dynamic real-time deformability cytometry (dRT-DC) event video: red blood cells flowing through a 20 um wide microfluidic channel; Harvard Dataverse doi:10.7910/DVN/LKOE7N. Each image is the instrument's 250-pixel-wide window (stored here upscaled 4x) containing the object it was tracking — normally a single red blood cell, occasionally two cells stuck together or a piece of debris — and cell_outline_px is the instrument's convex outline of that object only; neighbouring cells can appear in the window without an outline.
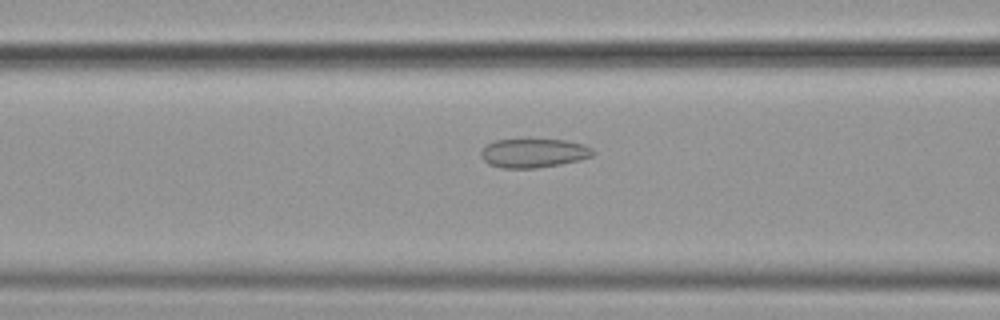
{"species": "common noctule bat (a hibernating species)", "species_latin": "Nyctalus noctula", "temperature_condition": "cold", "stored_images_in_passage": 48, "camera_frame_rate_fps": 3000, "um_per_image_px": 0.085, "animal": {"sex": "female", "body_mass_g": 19.9}, "frame": {"image": 1, "passage_image": 20, "time_ms": 6.333, "image_size_px": [1000, 320], "cell_outline_px": [[596, 152], [592, 156], [580, 160], [560, 164], [536, 168], [500, 168], [488, 164], [480, 156], [480, 152], [488, 144], [496, 140], [564, 140], [584, 144], [592, 148]], "centroid_in_image_um": [45.37, 13.02], "position_along_channel_um": 121.2, "area_um2": 18.84}}
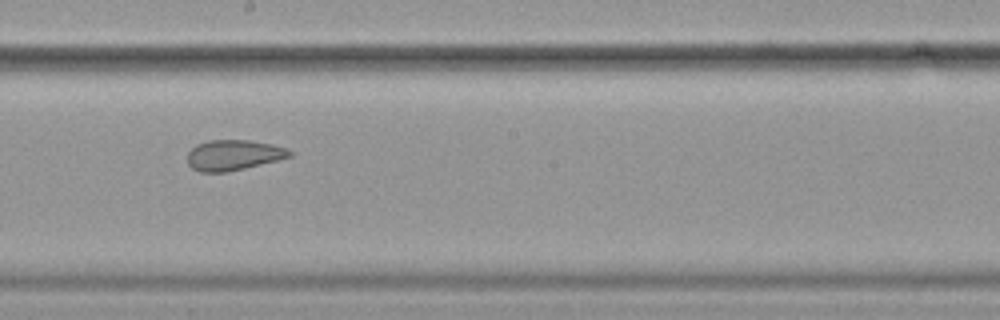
{"frame": {"image": 2, "passage_image": 29, "time_ms": 9.333, "image_size_px": [1000, 320], "cell_outline_px": [[292, 156], [228, 172], [200, 172], [192, 168], [188, 164], [188, 152], [196, 144], [208, 140], [248, 140], [272, 144], [288, 148], [292, 152]], "centroid_in_image_um": [19.83, 13.17], "position_along_channel_um": 228.4, "area_um2": 18.09}}
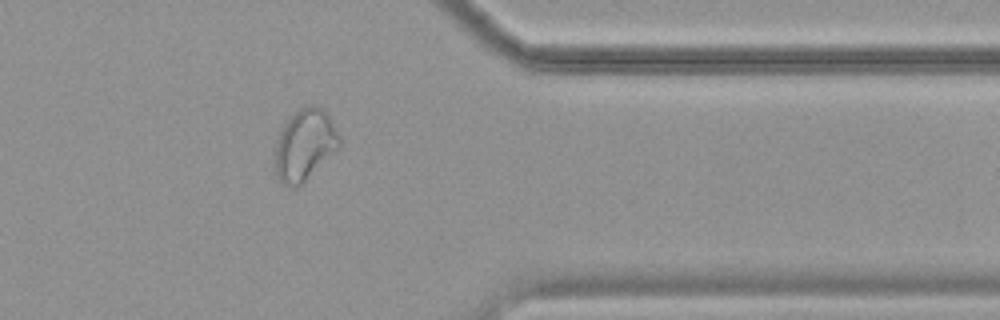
{"frame": {"image": 3, "passage_image": 43, "time_ms": 14.0, "image_size_px": [1000, 320], "cell_outline_px": [[340, 144], [296, 188], [292, 188], [284, 184], [276, 176], [276, 140], [284, 124], [304, 104], [312, 104], [324, 108], [332, 120], [340, 136]], "centroid_in_image_um": [25.89, 12.25], "position_along_channel_um": 385.5, "area_um2": 26.07}, "authors_computed_cell_mechanics": {"area_um2": 21.7328, "velocity_mm_per_s": 3.5751, "shape_relaxation_time_tau1_ms": null, "shape_relaxation_time_tau2_ms": 1.4042, "deformation_change_tau1": null, "deformation_change_tau2": 0.0643}}